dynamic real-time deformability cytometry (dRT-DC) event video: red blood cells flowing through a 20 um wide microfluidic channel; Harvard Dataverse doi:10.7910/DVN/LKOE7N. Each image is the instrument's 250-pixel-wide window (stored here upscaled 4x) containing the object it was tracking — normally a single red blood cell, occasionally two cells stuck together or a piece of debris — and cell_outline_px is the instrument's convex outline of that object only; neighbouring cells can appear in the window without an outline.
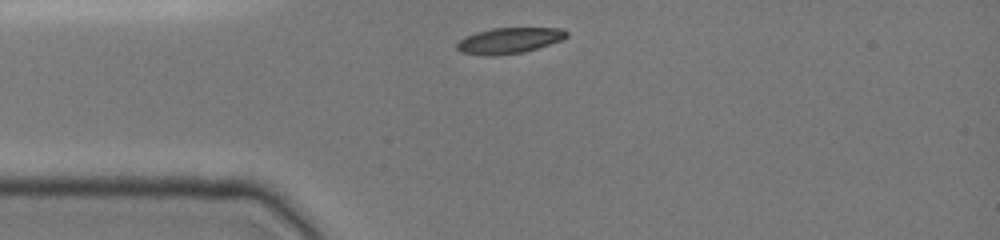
{"species": "common noctule bat (a hibernating species)", "species_latin": "Nyctalus noctula", "temperature_condition": "cold", "stored_images_in_passage": 30, "camera_frame_rate_fps": 3000, "um_per_image_px": 0.085, "animal": {"sex": "female", "body_mass_g": 19.0, "forearm_length_mm": 51.5}, "frame": {"image": 1, "passage_image": 1, "time_ms": 0.0, "image_size_px": [1000, 240], "cell_outline_px": [[568, 36], [560, 40], [524, 52], [496, 56], [484, 56], [460, 52], [456, 48], [456, 44], [464, 36], [476, 32], [492, 28], [564, 28], [568, 32]], "centroid_in_image_um": [43.24, 3.45], "position_along_channel_um": 41.8, "area_um2": 16.59}}
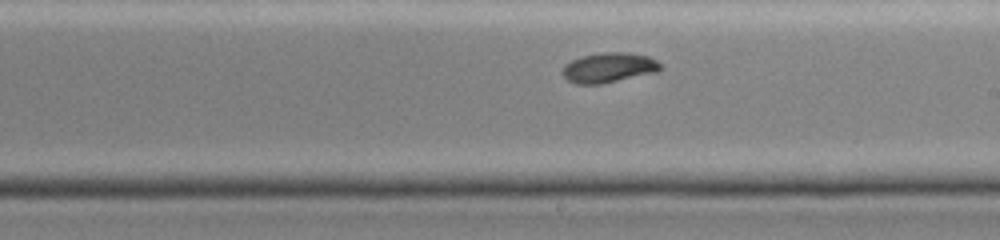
{"frame": {"image": 2, "passage_image": 17, "time_ms": 5.333, "image_size_px": [1000, 240], "cell_outline_px": [[660, 68], [656, 72], [600, 84], [576, 84], [568, 80], [560, 72], [564, 64], [580, 56], [604, 52], [632, 52], [648, 56], [656, 60], [660, 64]], "centroid_in_image_um": [51.7, 5.73], "position_along_channel_um": 237.3, "area_um2": 17.11}}
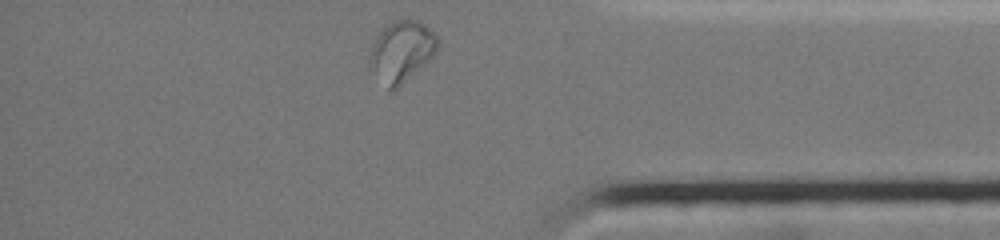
{"frame": {"image": 3, "passage_image": 30, "time_ms": 9.667, "image_size_px": [1000, 240], "cell_outline_px": [[440, 44], [436, 52], [428, 60], [392, 92], [368, 68], [368, 56], [372, 44], [376, 36], [392, 20], [400, 16], [408, 16], [420, 20], [440, 40]], "centroid_in_image_um": [34.11, 4.29], "position_along_channel_um": 401.1, "area_um2": 24.57}, "authors_computed_cell_mechanics": {"area_um2": 17.1666, "velocity_mm_per_s": 3.9614, "shape_relaxation_time_tau1_ms": 5.9647, "shape_relaxation_time_tau2_ms": null, "deformation_change_tau1": 0.1859, "deformation_change_tau2": null}}